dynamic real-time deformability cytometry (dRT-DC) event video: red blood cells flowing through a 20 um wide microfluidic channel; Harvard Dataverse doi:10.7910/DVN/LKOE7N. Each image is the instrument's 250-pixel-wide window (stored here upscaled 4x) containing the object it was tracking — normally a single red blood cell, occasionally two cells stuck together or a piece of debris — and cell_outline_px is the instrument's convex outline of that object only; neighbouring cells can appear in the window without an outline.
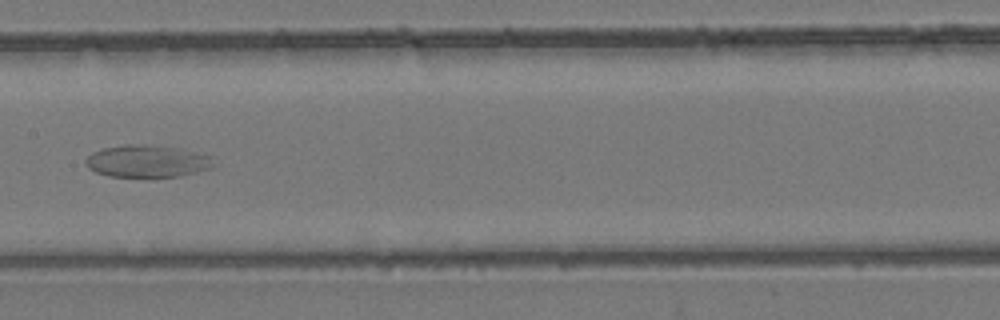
{"species": "common noctule bat (a hibernating species)", "species_latin": "Nyctalus noctula", "temperature_condition": "room temperature", "stored_images_in_passage": 7, "camera_frame_rate_fps": 3000, "um_per_image_px": 0.085, "animal": {"sex": "female", "body_mass_g": 24.6, "forearm_length_mm": 56.2}, "frame": {"image": 1, "passage_image": 7, "time_ms": 7.0, "image_size_px": [1000, 320], "cell_outline_px": [[212, 168], [180, 176], [108, 176], [96, 172], [88, 168], [84, 160], [92, 152], [104, 148], [124, 144], [144, 144], [180, 148], [212, 156]], "centroid_in_image_um": [12.49, 13.69], "position_along_channel_um": 194.9, "area_um2": 23.93}}